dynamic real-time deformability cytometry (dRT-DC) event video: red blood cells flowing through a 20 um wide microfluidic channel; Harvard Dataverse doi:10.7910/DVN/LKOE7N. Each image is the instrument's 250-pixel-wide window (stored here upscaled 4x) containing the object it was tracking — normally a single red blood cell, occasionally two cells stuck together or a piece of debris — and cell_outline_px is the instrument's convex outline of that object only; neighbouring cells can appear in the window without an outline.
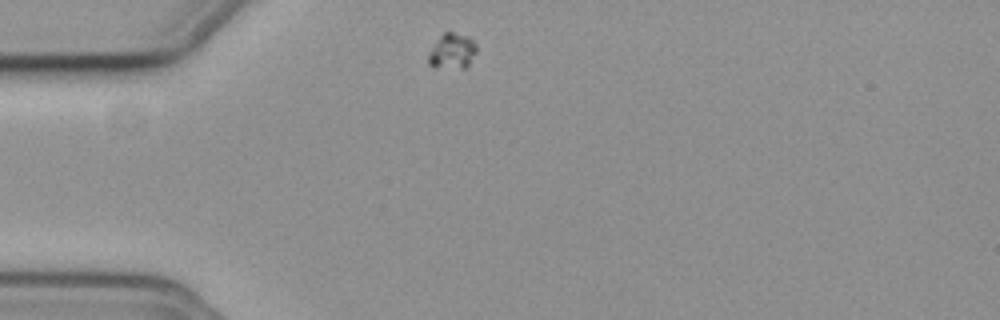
{"species": "common noctule bat (a hibernating species)", "species_latin": "Nyctalus noctula", "temperature_condition": "cold", "stored_images_in_passage": 44, "camera_frame_rate_fps": 3000, "um_per_image_px": 0.085, "animal": {"sex": "female", "body_mass_g": 19.3, "forearm_length_mm": 54.1}, "frame": {"image": 1, "passage_image": 1, "time_ms": 0.0, "image_size_px": [1000, 320], "cell_outline_px": [[476, 52], [468, 68], [432, 68], [428, 64], [428, 56], [436, 40], [444, 32], [452, 32], [468, 36], [476, 44]], "centroid_in_image_um": [38.43, 4.38], "position_along_channel_um": 46.6, "area_um2": 10.12}}